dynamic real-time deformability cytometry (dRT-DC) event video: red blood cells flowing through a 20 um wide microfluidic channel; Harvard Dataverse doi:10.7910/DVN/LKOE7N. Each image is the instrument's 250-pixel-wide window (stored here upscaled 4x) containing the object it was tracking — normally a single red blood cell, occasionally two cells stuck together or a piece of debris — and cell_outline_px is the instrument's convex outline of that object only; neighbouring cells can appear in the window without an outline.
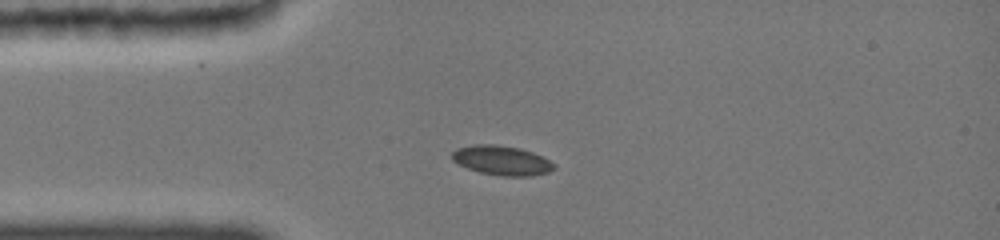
{"species": "common noctule bat (a hibernating species)", "species_latin": "Nyctalus noctula", "temperature_condition": "cold", "stored_images_in_passage": 39, "camera_frame_rate_fps": 3000, "um_per_image_px": 0.085, "animal": {"sex": "female", "body_mass_g": 19.0, "forearm_length_mm": 51.5}, "frame": {"image": 1, "passage_image": 1, "time_ms": 0.0, "image_size_px": [1000, 240], "cell_outline_px": [[556, 168], [548, 172], [532, 176], [500, 176], [480, 172], [468, 168], [452, 160], [452, 152], [456, 148], [476, 144], [492, 144], [520, 148], [532, 152], [556, 164]], "centroid_in_image_um": [42.66, 13.64], "position_along_channel_um": 42.3, "area_um2": 17.46}}
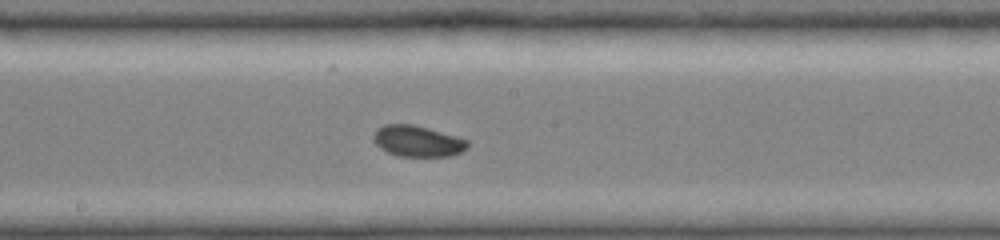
{"frame": {"image": 2, "passage_image": 16, "time_ms": 4.667, "image_size_px": [1000, 240], "cell_outline_px": [[468, 148], [452, 156], [396, 156], [380, 148], [376, 144], [376, 132], [384, 124], [412, 124], [428, 128], [468, 140]], "centroid_in_image_um": [35.53, 12.01], "position_along_channel_um": 212.7, "area_um2": 16.7}}
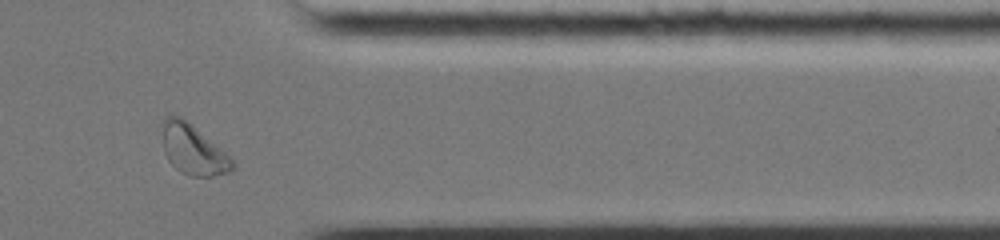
{"frame": {"image": 3, "passage_image": 34, "time_ms": 9.333, "image_size_px": [1000, 240], "cell_outline_px": [[236, 168], [232, 172], [212, 176], [188, 176], [180, 172], [168, 160], [164, 152], [160, 120], [164, 116], [180, 116], [192, 124], [224, 152], [236, 164]], "centroid_in_image_um": [16.38, 12.71], "position_along_channel_um": 395.0, "area_um2": 20.63}, "authors_computed_cell_mechanics": {"area_um2": 16.9932, "velocity_mm_per_s": 3.9561, "shape_relaxation_time_tau1_ms": 3.7036, "shape_relaxation_time_tau2_ms": null, "deformation_change_tau1": 0.0826, "deformation_change_tau2": null}}